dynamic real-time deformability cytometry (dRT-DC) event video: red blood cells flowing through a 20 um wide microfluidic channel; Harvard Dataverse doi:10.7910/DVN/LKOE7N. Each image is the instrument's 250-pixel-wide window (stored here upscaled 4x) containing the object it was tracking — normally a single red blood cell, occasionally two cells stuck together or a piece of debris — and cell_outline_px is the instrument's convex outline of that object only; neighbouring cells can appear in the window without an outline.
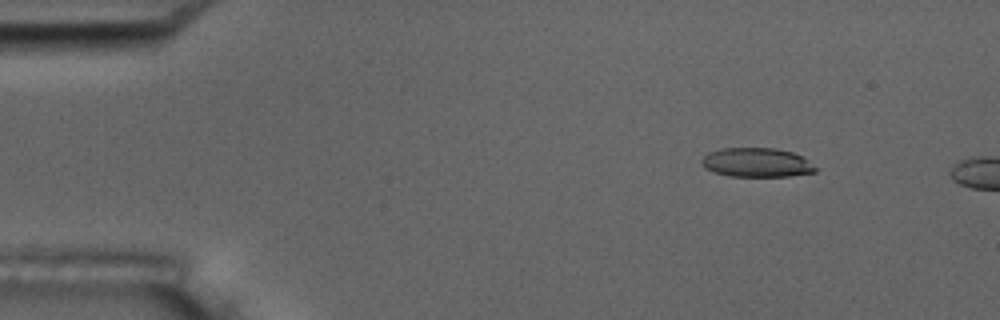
{"species": "common noctule bat (a hibernating species)", "species_latin": "Nyctalus noctula", "temperature_condition": "room temperature", "stored_images_in_passage": 2, "camera_frame_rate_fps": 3000, "um_per_image_px": 0.085, "animal": {"sex": "male", "body_mass_g": 17.5, "forearm_length_mm": 52.3}, "frame": {"image": 1, "passage_image": 1, "time_ms": 0.0, "image_size_px": [1000, 320], "cell_outline_px": [[820, 168], [816, 172], [788, 176], [732, 176], [712, 172], [704, 168], [700, 160], [708, 152], [720, 148], [776, 148], [792, 152], [800, 156]], "centroid_in_image_um": [64.31, 13.81], "position_along_channel_um": 20.7, "area_um2": 19.48}}